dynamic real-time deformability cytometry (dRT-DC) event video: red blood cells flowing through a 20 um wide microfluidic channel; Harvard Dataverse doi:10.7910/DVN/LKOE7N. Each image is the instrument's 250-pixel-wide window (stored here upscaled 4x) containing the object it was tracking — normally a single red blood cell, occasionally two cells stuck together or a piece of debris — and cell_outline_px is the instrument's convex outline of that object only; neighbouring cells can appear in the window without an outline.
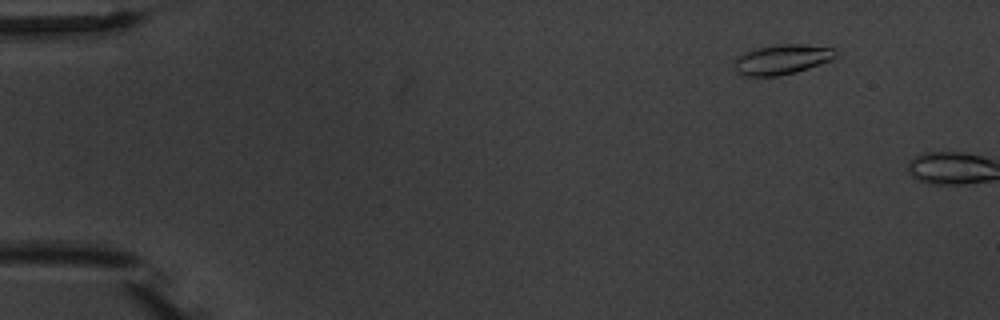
{"species": "common noctule bat (a hibernating species)", "species_latin": "Nyctalus noctula", "temperature_condition": "warm", "stored_images_in_passage": 5, "camera_frame_rate_fps": 3000, "um_per_image_px": 0.085, "animal": {"sex": "male", "body_mass_g": 20.1, "forearm_length_mm": 53.5}, "frame": {"image": 1, "passage_image": 5, "time_ms": 5.667, "image_size_px": [1000, 320], "cell_outline_px": [[836, 56], [832, 60], [796, 72], [780, 76], [744, 76], [736, 68], [736, 60], [744, 52], [756, 48], [776, 44], [804, 44], [836, 48]], "centroid_in_image_um": [66.53, 5.04], "position_along_channel_um": 18.5, "area_um2": 17.57}}